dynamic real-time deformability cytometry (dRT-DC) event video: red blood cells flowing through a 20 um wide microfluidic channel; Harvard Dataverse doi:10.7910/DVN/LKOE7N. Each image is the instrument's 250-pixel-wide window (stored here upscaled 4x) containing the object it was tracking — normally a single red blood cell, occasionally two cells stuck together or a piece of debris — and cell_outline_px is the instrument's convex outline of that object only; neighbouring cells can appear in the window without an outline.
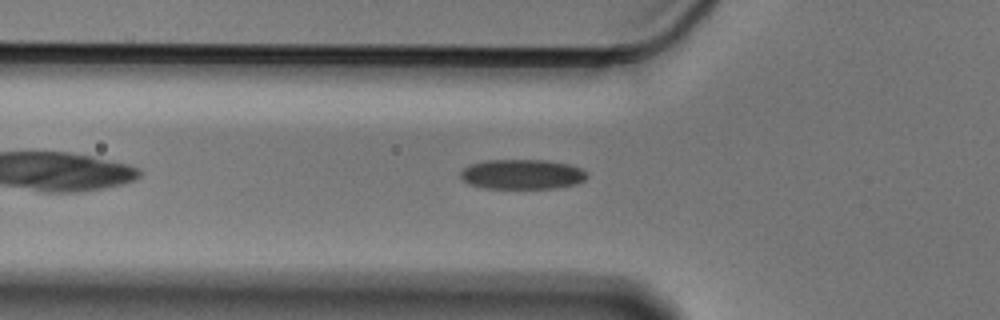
{"species": "Egyptian fruit bat (a non-hibernating species)", "species_latin": "Rousettus aegyptiacus", "temperature_condition": "cold", "stored_images_in_passage": 38, "camera_frame_rate_fps": 3000, "um_per_image_px": 0.085, "animal": {"sex": "male"}, "frame": {"image": 1, "passage_image": 7, "time_ms": 2.0, "image_size_px": [1000, 320], "cell_outline_px": [[588, 176], [584, 180], [576, 184], [556, 188], [484, 188], [468, 184], [460, 176], [460, 172], [464, 168], [472, 164], [488, 160], [548, 160], [572, 164], [588, 172]], "centroid_in_image_um": [44.43, 14.81], "position_along_channel_um": 81.4, "area_um2": 22.14}}
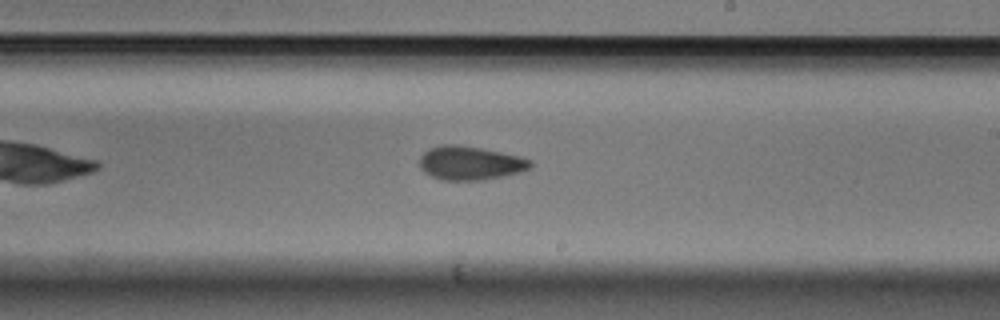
{"frame": {"image": 2, "passage_image": 21, "time_ms": 6.667, "image_size_px": [1000, 320], "cell_outline_px": [[532, 168], [520, 172], [504, 176], [484, 180], [440, 180], [424, 172], [420, 168], [420, 156], [428, 148], [440, 144], [456, 144], [480, 148], [520, 156], [532, 160]], "centroid_in_image_um": [39.96, 13.86], "position_along_channel_um": 249.0, "area_um2": 22.02}}
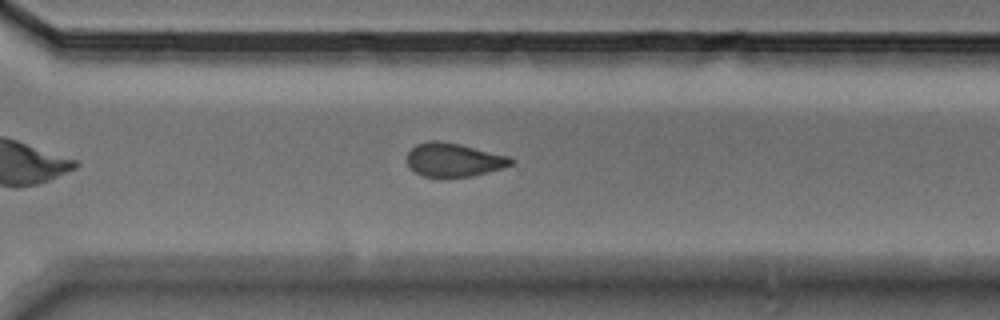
{"frame": {"image": 3, "passage_image": 28, "time_ms": 9.0, "image_size_px": [1000, 320], "cell_outline_px": [[516, 160], [512, 164], [504, 168], [472, 176], [424, 176], [408, 168], [408, 152], [416, 144], [428, 140], [440, 140], [460, 144], [512, 156]], "centroid_in_image_um": [38.62, 13.56], "position_along_channel_um": 332.0, "area_um2": 20.52}, "authors_computed_cell_mechanics": {"area_um2": 21.8195, "velocity_mm_per_s": 3.5713, "shape_relaxation_time_tau1_ms": 4.4042, "shape_relaxation_time_tau2_ms": 3.8304, "deformation_change_tau1": 0.107, "deformation_change_tau2": 0.1048}}